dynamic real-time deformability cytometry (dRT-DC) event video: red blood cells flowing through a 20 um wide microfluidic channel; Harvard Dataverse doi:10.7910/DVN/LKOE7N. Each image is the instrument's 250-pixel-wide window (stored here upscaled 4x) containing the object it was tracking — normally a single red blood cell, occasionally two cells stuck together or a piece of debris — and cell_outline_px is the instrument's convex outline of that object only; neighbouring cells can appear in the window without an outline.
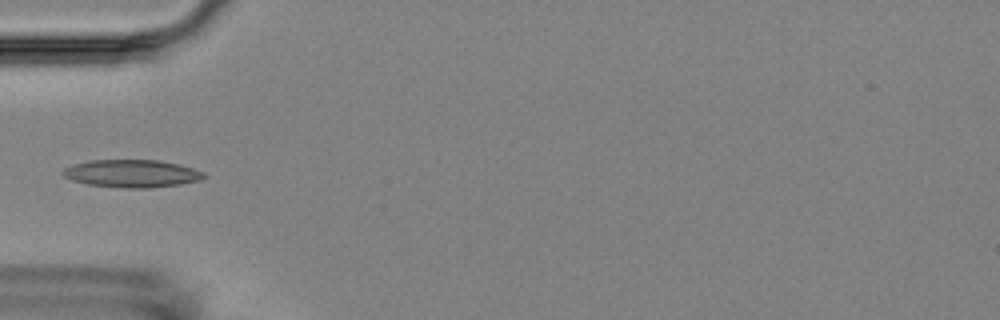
{"species": "Egyptian fruit bat (a non-hibernating species)", "species_latin": "Rousettus aegyptiacus", "temperature_condition": "room temperature", "stored_images_in_passage": 13, "camera_frame_rate_fps": 3000, "um_per_image_px": 0.085, "animal": {"sex": "female"}, "frame": {"image": 1, "passage_image": 2, "time_ms": 1.333, "image_size_px": [1000, 320], "cell_outline_px": [[208, 176], [200, 180], [180, 184], [152, 188], [120, 188], [88, 184], [72, 180], [64, 176], [60, 172], [64, 168], [72, 164], [92, 160], [160, 160], [180, 164], [204, 172]], "centroid_in_image_um": [11.22, 14.75], "position_along_channel_um": 73.8, "area_um2": 22.95}}
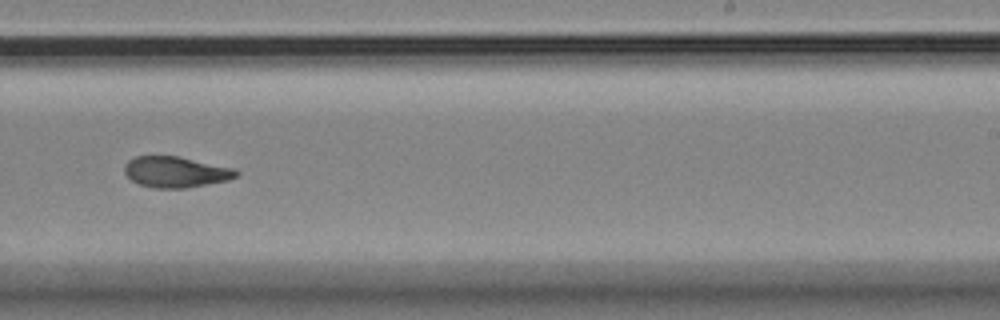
{"frame": {"image": 2, "passage_image": 7, "time_ms": 7.0, "image_size_px": [1000, 320], "cell_outline_px": [[240, 172], [236, 176], [228, 180], [184, 188], [152, 188], [140, 184], [132, 180], [124, 172], [124, 164], [128, 160], [136, 156], [180, 156], [236, 168]], "centroid_in_image_um": [14.95, 14.6], "position_along_channel_um": 274.1, "area_um2": 20.23}}
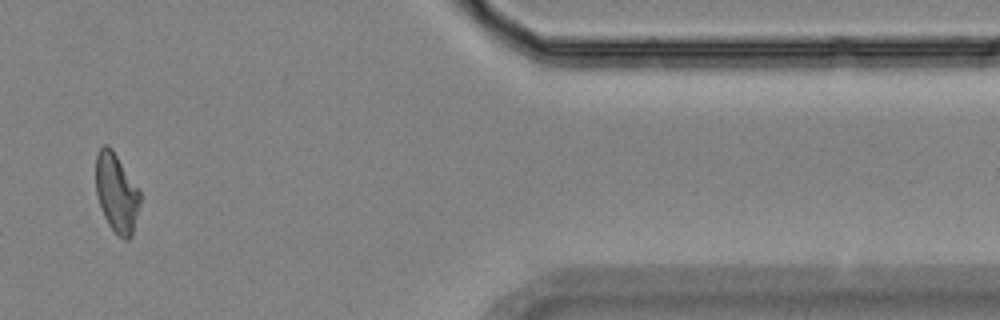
{"frame": {"image": 3, "passage_image": 11, "time_ms": 11.667, "image_size_px": [1000, 320], "cell_outline_px": [[140, 204], [132, 236], [128, 240], [124, 240], [108, 224], [100, 208], [96, 196], [96, 156], [100, 148], [104, 144], [108, 144], [112, 148], [140, 192]], "centroid_in_image_um": [9.89, 16.4], "position_along_channel_um": 401.5, "area_um2": 20.29}, "authors_computed_cell_mechanics": {"area_um2": 20.23, "velocity_mm_per_s": 3.5334, "shape_relaxation_time_tau1_ms": null, "shape_relaxation_time_tau2_ms": 5.2641, "deformation_change_tau1": null, "deformation_change_tau2": 0.1216}}